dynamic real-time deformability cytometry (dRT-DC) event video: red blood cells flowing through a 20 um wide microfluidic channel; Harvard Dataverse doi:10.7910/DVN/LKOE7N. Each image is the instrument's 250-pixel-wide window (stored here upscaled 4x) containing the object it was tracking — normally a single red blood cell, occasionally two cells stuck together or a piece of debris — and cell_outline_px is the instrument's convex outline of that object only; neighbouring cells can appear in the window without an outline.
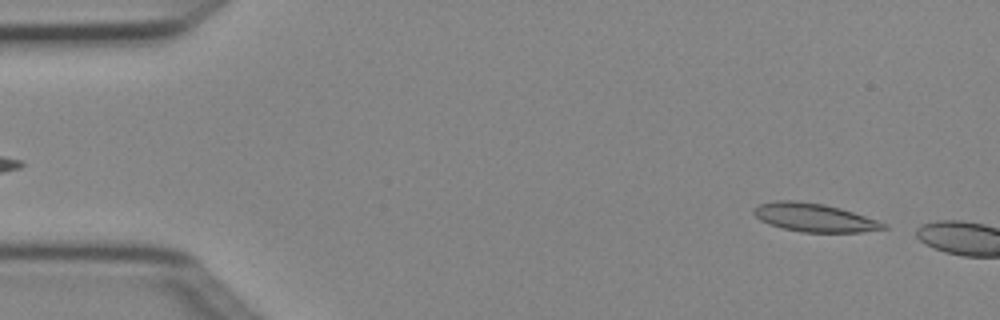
{"species": "Egyptian fruit bat (a non-hibernating species)", "species_latin": "Rousettus aegyptiacus", "temperature_condition": "cold", "stored_images_in_passage": 4, "segment_of_instrument_passage": [2, 2], "camera_frame_rate_fps": 3000, "um_per_image_px": 0.085, "animal": {"sex": "female"}, "frame": {"image": 1, "passage_image": 4, "time_ms": 1.0, "image_size_px": [1000, 320], "cell_outline_px": [[888, 228], [860, 232], [804, 232], [784, 228], [768, 224], [760, 220], [752, 212], [752, 208], [760, 204], [776, 200], [796, 200], [824, 204], [840, 208], [888, 224]], "centroid_in_image_um": [69.18, 18.48], "position_along_channel_um": 15.8, "area_um2": 21.33}}